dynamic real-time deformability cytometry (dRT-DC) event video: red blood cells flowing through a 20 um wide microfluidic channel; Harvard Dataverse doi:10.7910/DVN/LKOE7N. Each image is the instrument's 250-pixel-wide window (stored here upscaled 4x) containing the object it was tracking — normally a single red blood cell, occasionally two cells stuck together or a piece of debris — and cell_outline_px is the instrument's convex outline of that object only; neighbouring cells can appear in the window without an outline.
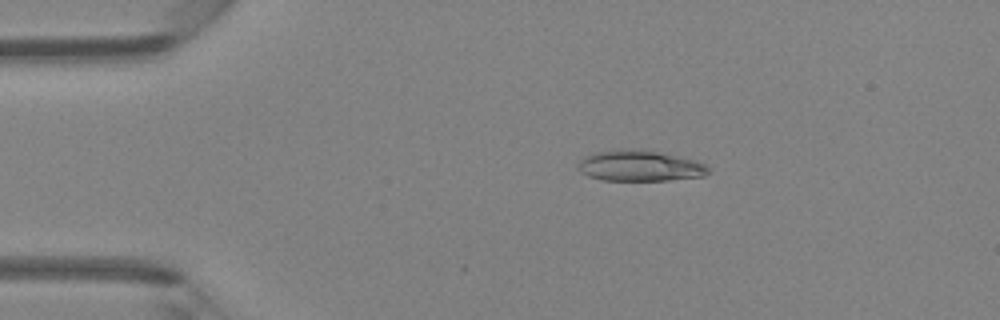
{"species": "Egyptian fruit bat (a non-hibernating species)", "species_latin": "Rousettus aegyptiacus", "temperature_condition": "room temperature", "stored_images_in_passage": 46, "camera_frame_rate_fps": 3000, "um_per_image_px": 0.085, "animal": {"sex": "female"}, "frame": {"image": 1, "passage_image": 9, "time_ms": 2.667, "image_size_px": [1000, 320], "cell_outline_px": [[712, 172], [704, 176], [668, 180], [604, 180], [588, 176], [580, 172], [580, 160], [584, 156], [592, 152], [644, 148], [696, 160], [704, 164]], "centroid_in_image_um": [54.42, 14.08], "position_along_channel_um": 30.6, "area_um2": 23.47}}
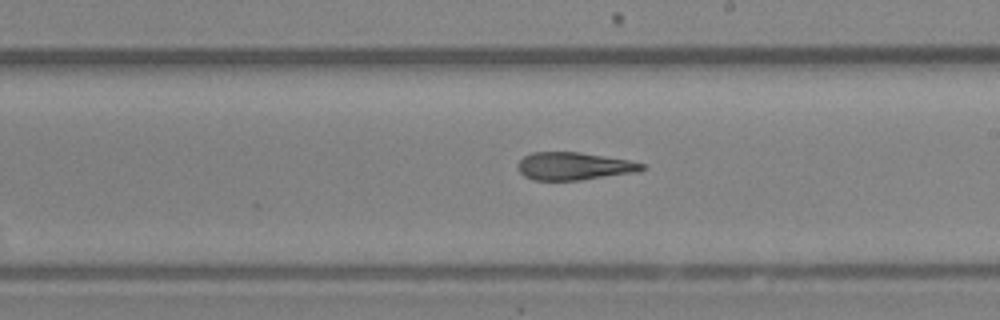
{"frame": {"image": 2, "passage_image": 27, "time_ms": 8.667, "image_size_px": [1000, 320], "cell_outline_px": [[648, 168], [640, 172], [580, 180], [532, 180], [524, 176], [516, 168], [516, 164], [524, 156], [532, 152], [580, 152], [628, 160], [644, 164]], "centroid_in_image_um": [48.79, 14.13], "position_along_channel_um": 240.2, "area_um2": 20.29}}
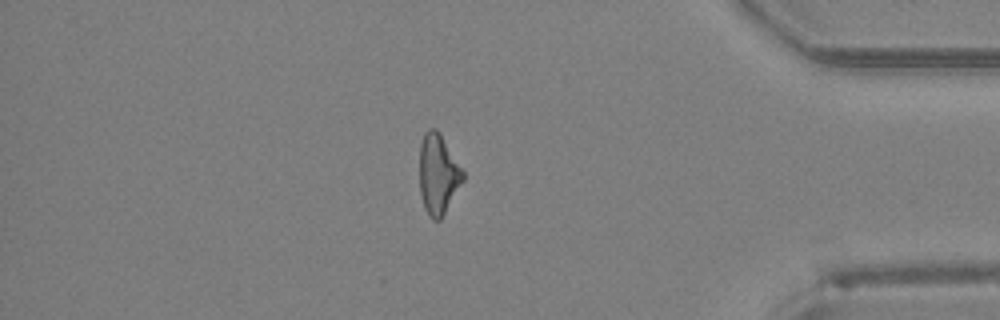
{"frame": {"image": 3, "passage_image": 40, "time_ms": 13.0, "image_size_px": [1000, 320], "cell_outline_px": [[464, 180], [440, 220], [432, 220], [428, 216], [424, 208], [420, 192], [420, 144], [424, 132], [428, 128], [436, 128], [440, 132], [464, 172]], "centroid_in_image_um": [37.23, 14.79], "position_along_channel_um": 398.0, "area_um2": 20.35}, "authors_computed_cell_mechanics": {"area_um2": 21.386, "velocity_mm_per_s": 4.3668, "shape_relaxation_time_tau1_ms": null, "shape_relaxation_time_tau2_ms": 4.1506, "deformation_change_tau1": null, "deformation_change_tau2": 0.1393}}